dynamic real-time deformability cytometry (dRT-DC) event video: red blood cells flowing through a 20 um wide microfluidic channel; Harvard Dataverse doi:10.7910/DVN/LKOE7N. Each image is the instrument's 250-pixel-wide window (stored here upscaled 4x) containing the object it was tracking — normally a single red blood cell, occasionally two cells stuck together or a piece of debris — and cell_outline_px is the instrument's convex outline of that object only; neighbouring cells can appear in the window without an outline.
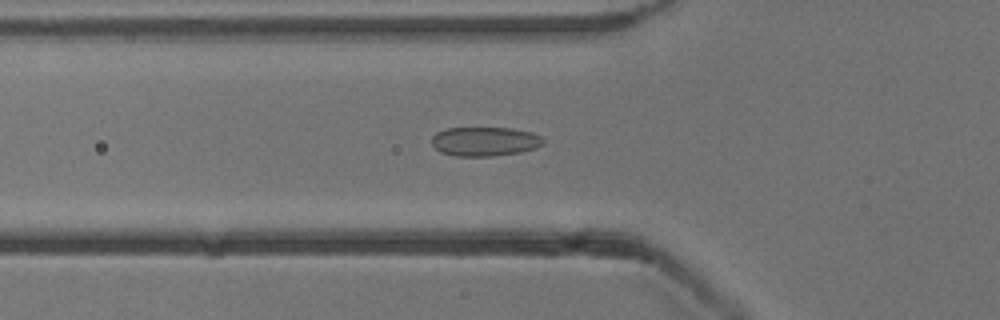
{"species": "common noctule bat (a hibernating species)", "species_latin": "Nyctalus noctula", "temperature_condition": "cold", "stored_images_in_passage": 53, "camera_frame_rate_fps": 3000, "um_per_image_px": 0.085, "animal": {"sex": "male", "body_mass_g": 13.3}, "frame": {"image": 1, "passage_image": 18, "time_ms": 5.667, "image_size_px": [1000, 320], "cell_outline_px": [[544, 140], [536, 148], [520, 152], [492, 156], [456, 156], [440, 152], [432, 144], [432, 136], [436, 132], [448, 128], [512, 128], [532, 132], [540, 136]], "centroid_in_image_um": [41.19, 12.02], "position_along_channel_um": 84.6, "area_um2": 18.9}}
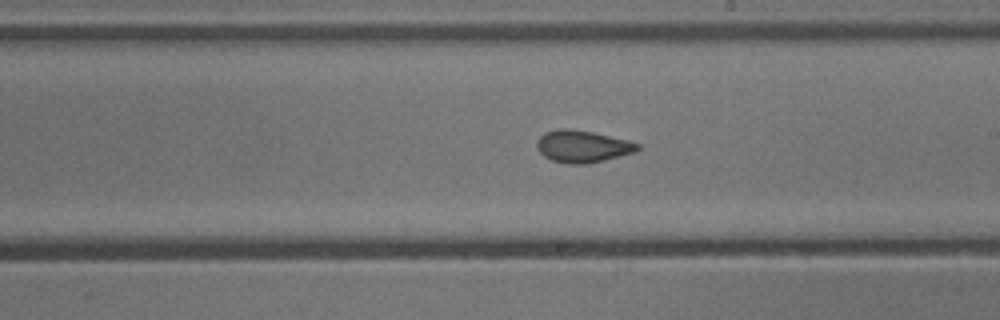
{"frame": {"image": 2, "passage_image": 30, "time_ms": 9.667, "image_size_px": [1000, 320], "cell_outline_px": [[640, 148], [636, 152], [604, 160], [584, 164], [568, 164], [552, 160], [544, 156], [540, 152], [536, 144], [536, 140], [544, 132], [560, 128], [572, 128], [592, 132], [628, 140], [640, 144]], "centroid_in_image_um": [49.51, 12.43], "position_along_channel_um": 239.5, "area_um2": 18.9}}
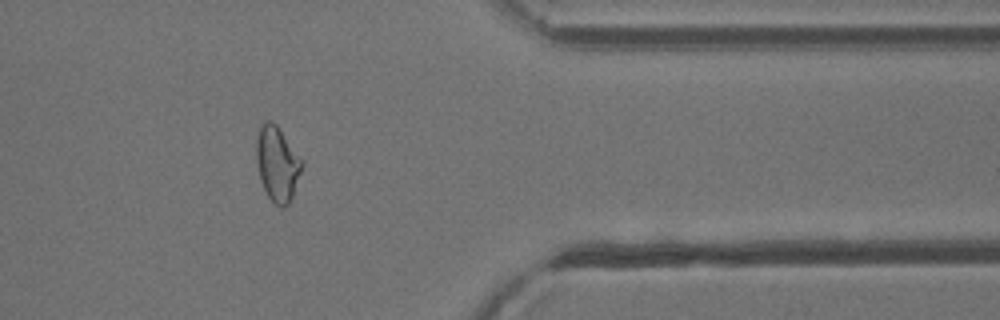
{"frame": {"image": 3, "passage_image": 43, "time_ms": 14.0, "image_size_px": [1000, 320], "cell_outline_px": [[304, 164], [292, 196], [288, 204], [284, 208], [280, 208], [268, 196], [260, 180], [256, 160], [256, 140], [260, 124], [264, 120], [272, 120], [276, 124], [304, 160]], "centroid_in_image_um": [23.57, 13.88], "position_along_channel_um": 387.8, "area_um2": 20.11}, "authors_computed_cell_mechanics": {"area_um2": 19.5364, "velocity_mm_per_s": 3.8506, "shape_relaxation_time_tau1_ms": 10.0368, "shape_relaxation_time_tau2_ms": 1.3784, "deformation_change_tau1": 0.1623, "deformation_change_tau2": 0.0622}}